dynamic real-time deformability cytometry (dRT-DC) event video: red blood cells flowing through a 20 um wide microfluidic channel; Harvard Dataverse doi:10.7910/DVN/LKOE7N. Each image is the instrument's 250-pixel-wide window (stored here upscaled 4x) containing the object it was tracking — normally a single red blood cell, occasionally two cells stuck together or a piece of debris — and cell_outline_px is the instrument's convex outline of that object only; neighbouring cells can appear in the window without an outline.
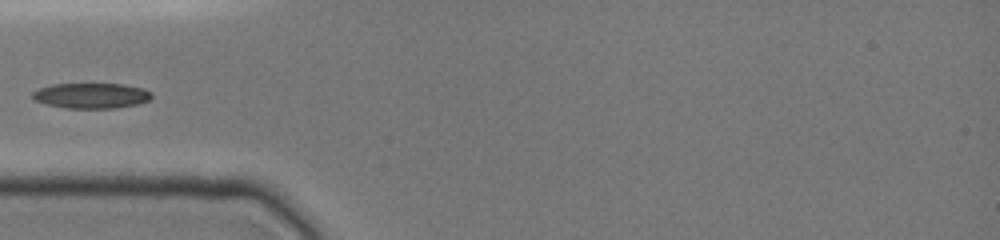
{"species": "common noctule bat (a hibernating species)", "species_latin": "Nyctalus noctula", "temperature_condition": "cold", "stored_images_in_passage": 9, "camera_frame_rate_fps": 3000, "um_per_image_px": 0.085, "animal": {"sex": "female", "body_mass_g": 19.0, "forearm_length_mm": 51.5}, "frame": {"image": 1, "passage_image": 6, "time_ms": 4.333, "image_size_px": [1000, 240], "cell_outline_px": [[152, 96], [148, 100], [136, 104], [116, 108], [68, 108], [44, 104], [32, 100], [32, 92], [40, 88], [52, 84], [124, 84], [144, 88], [152, 92]], "centroid_in_image_um": [7.74, 8.13], "position_along_channel_um": 77.3, "area_um2": 17.69}}
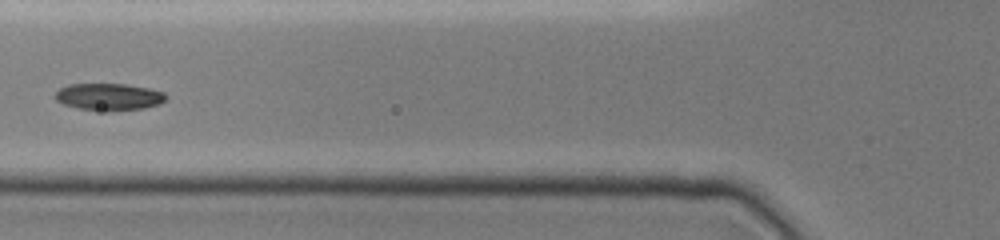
{"frame": {"image": 2, "passage_image": 7, "time_ms": 5.333, "image_size_px": [1000, 240], "cell_outline_px": [[168, 96], [160, 104], [144, 108], [80, 108], [64, 104], [56, 100], [52, 96], [60, 88], [68, 84], [124, 84], [148, 88], [164, 92]], "centroid_in_image_um": [9.24, 8.18], "position_along_channel_um": 116.6, "area_um2": 16.65}}